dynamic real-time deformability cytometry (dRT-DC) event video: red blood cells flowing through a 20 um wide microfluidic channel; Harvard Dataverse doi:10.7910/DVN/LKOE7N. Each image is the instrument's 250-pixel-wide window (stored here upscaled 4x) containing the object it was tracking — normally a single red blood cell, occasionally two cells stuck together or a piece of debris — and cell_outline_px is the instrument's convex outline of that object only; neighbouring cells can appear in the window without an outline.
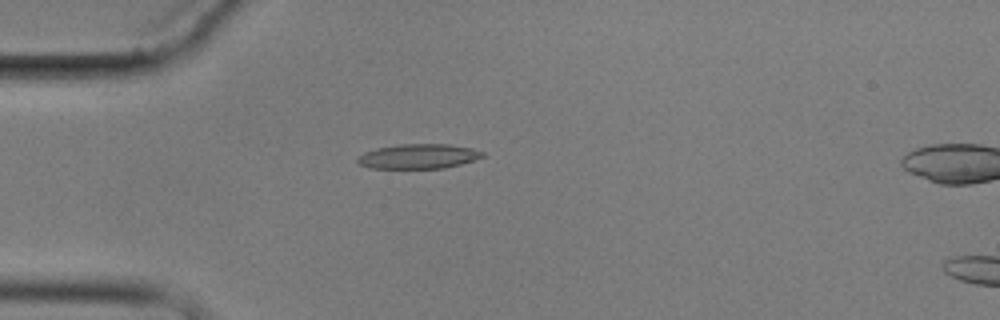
{"species": "common noctule bat (a hibernating species)", "species_latin": "Nyctalus noctula", "temperature_condition": "cold", "stored_images_in_passage": 10, "camera_frame_rate_fps": 3000, "um_per_image_px": 0.085, "animal": {"sex": "male", "body_mass_g": 17.9}, "frame": {"image": 1, "passage_image": 5, "time_ms": 4.667, "image_size_px": [1000, 320], "cell_outline_px": [[484, 156], [476, 160], [444, 168], [372, 168], [360, 164], [356, 160], [364, 152], [376, 148], [400, 144], [448, 144], [472, 148], [484, 152]], "centroid_in_image_um": [35.6, 13.28], "position_along_channel_um": 49.4, "area_um2": 17.92}}
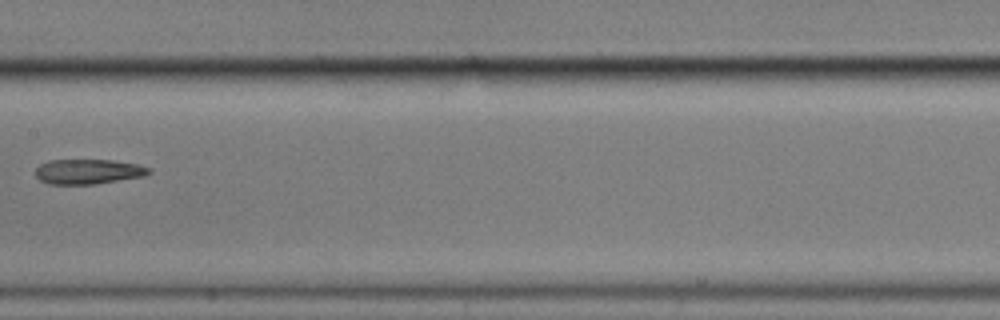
{"frame": {"image": 2, "passage_image": 9, "time_ms": 9.333, "image_size_px": [1000, 320], "cell_outline_px": [[152, 172], [144, 176], [92, 184], [48, 184], [40, 180], [36, 176], [36, 168], [40, 164], [48, 160], [112, 160], [136, 164], [152, 168]], "centroid_in_image_um": [7.49, 14.58], "position_along_channel_um": 199.9, "area_um2": 16.42}}
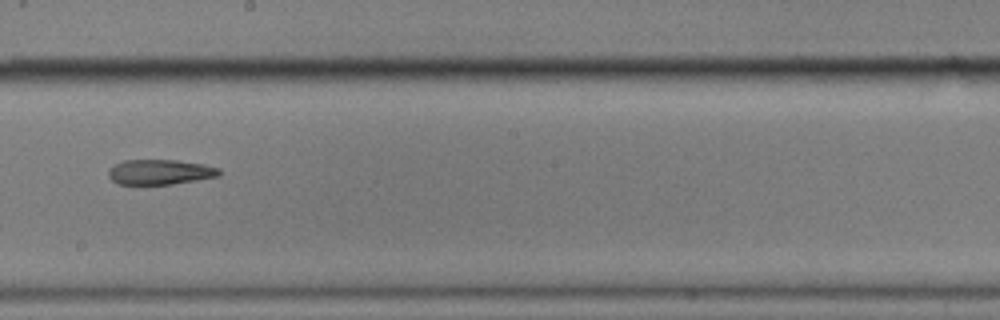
{"frame": {"image": 3, "passage_image": 10, "time_ms": 10.333, "image_size_px": [1000, 320], "cell_outline_px": [[220, 176], [172, 184], [116, 184], [108, 176], [108, 168], [112, 164], [124, 160], [176, 160], [204, 164], [220, 168]], "centroid_in_image_um": [13.57, 14.61], "position_along_channel_um": 234.6, "area_um2": 16.36}}